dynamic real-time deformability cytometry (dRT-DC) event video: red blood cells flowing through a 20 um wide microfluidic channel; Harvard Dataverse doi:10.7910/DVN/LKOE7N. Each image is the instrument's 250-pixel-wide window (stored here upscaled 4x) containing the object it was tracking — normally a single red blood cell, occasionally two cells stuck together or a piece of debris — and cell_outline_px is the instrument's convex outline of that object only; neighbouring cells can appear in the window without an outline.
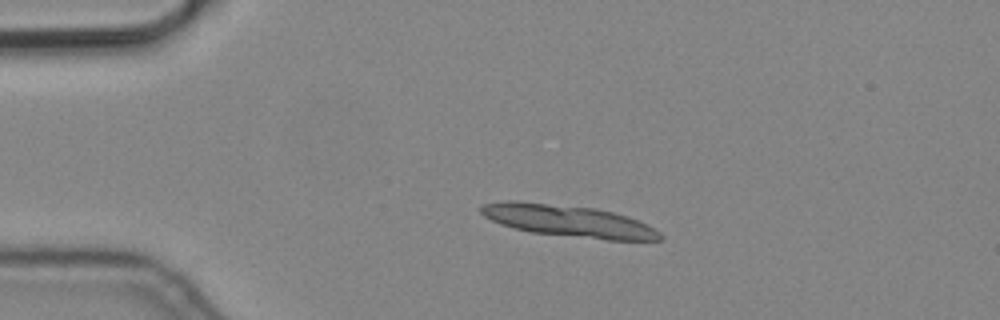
{"species": "common noctule bat (a hibernating species)", "species_latin": "Nyctalus noctula", "temperature_condition": "cold", "stored_images_in_passage": 2, "camera_frame_rate_fps": 3000, "um_per_image_px": 0.085, "animal": {"sex": "male", "body_mass_g": 19.2, "forearm_length_mm": 51.8}, "frame": {"image": 1, "passage_image": 1, "time_ms": 0.0, "image_size_px": [1000, 320], "cell_outline_px": [[664, 236], [660, 240], [608, 240], [528, 232], [500, 224], [484, 216], [480, 212], [480, 204], [508, 200], [516, 200], [592, 208], [612, 212], [628, 216], [648, 224], [660, 232]], "centroid_in_image_um": [48.3, 18.78], "position_along_channel_um": 36.7, "area_um2": 33.35}}